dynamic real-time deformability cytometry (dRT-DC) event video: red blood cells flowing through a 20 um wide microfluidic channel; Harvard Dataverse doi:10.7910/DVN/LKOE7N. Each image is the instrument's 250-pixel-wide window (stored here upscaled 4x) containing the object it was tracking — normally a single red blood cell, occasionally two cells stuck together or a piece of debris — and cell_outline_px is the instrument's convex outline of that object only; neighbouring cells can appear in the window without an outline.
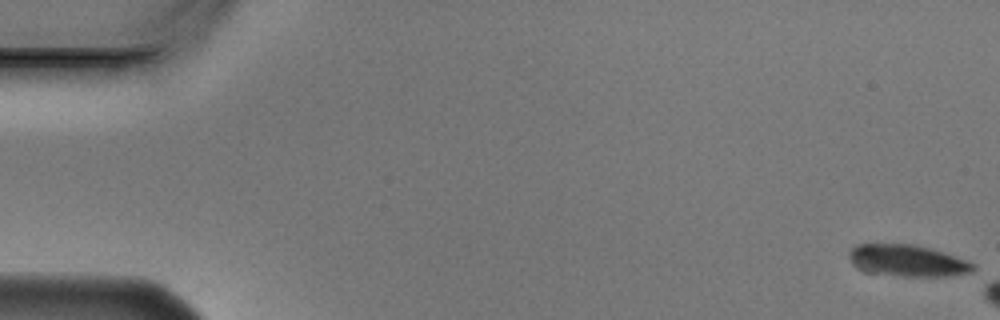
{"species": "Egyptian fruit bat (a non-hibernating species)", "species_latin": "Rousettus aegyptiacus", "temperature_condition": "cold", "stored_images_in_passage": 3, "camera_frame_rate_fps": 3000, "um_per_image_px": 0.085, "animal": {"sex": "male"}, "frame": {"image": 1, "passage_image": 1, "time_ms": 0.0, "image_size_px": [1000, 320], "cell_outline_px": [[976, 268], [972, 272], [948, 276], [900, 276], [868, 272], [852, 264], [848, 256], [848, 248], [856, 244], [872, 240], [912, 244], [932, 248], [976, 264]], "centroid_in_image_um": [77.03, 22.09], "position_along_channel_um": 8.0, "area_um2": 23.81}}